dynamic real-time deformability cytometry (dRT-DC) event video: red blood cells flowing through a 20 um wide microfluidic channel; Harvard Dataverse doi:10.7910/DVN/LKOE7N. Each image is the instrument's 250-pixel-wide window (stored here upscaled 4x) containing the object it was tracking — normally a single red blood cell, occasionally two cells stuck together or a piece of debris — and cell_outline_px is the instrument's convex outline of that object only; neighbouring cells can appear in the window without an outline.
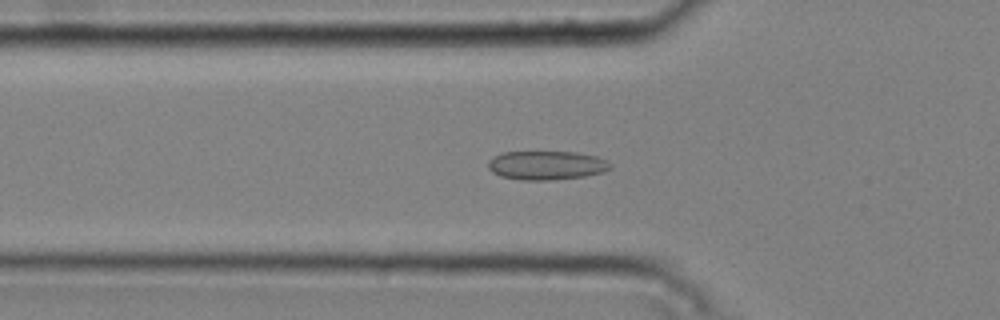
{"species": "common noctule bat (a hibernating species)", "species_latin": "Nyctalus noctula", "temperature_condition": "cold", "stored_images_in_passage": 49, "camera_frame_rate_fps": 3000, "um_per_image_px": 0.085, "animal": {"sex": "male", "body_mass_g": 20.4}, "frame": {"image": 1, "passage_image": 17, "time_ms": 5.333, "image_size_px": [1000, 320], "cell_outline_px": [[612, 168], [604, 172], [584, 176], [548, 180], [520, 180], [500, 176], [492, 172], [488, 168], [488, 160], [492, 156], [500, 152], [576, 152], [596, 156], [612, 164]], "centroid_in_image_um": [46.42, 14.05], "position_along_channel_um": 79.4, "area_um2": 20.69}}
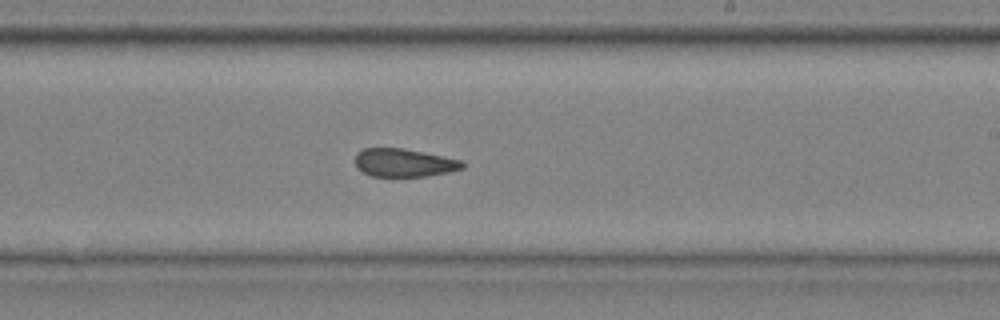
{"frame": {"image": 2, "passage_image": 31, "time_ms": 10.0, "image_size_px": [1000, 320], "cell_outline_px": [[464, 168], [448, 172], [428, 176], [372, 176], [356, 168], [356, 152], [364, 148], [404, 148], [464, 160]], "centroid_in_image_um": [34.36, 13.82], "position_along_channel_um": 254.6, "area_um2": 17.69}}
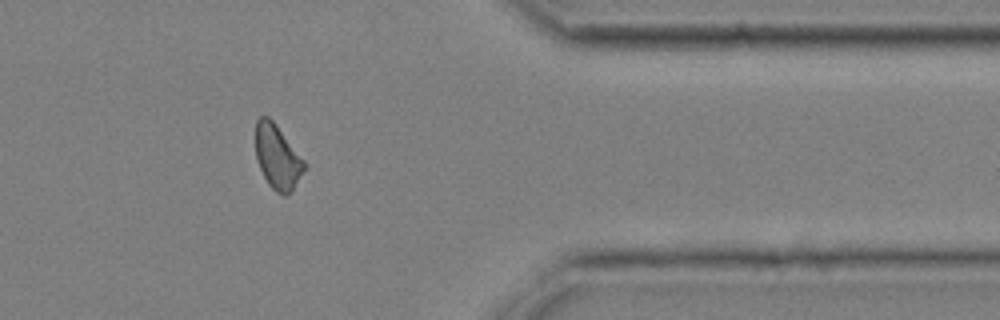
{"frame": {"image": 3, "passage_image": 43, "time_ms": 14.0, "image_size_px": [1000, 320], "cell_outline_px": [[308, 164], [288, 196], [284, 196], [276, 192], [268, 184], [256, 160], [256, 120], [260, 116], [268, 116], [276, 124]], "centroid_in_image_um": [23.59, 13.35], "position_along_channel_um": 387.8, "area_um2": 18.32}, "authors_computed_cell_mechanics": {"area_um2": 18.785, "velocity_mm_per_s": 3.7573, "shape_relaxation_time_tau1_ms": null, "shape_relaxation_time_tau2_ms": 2.6463, "deformation_change_tau1": null, "deformation_change_tau2": 0.0814}}